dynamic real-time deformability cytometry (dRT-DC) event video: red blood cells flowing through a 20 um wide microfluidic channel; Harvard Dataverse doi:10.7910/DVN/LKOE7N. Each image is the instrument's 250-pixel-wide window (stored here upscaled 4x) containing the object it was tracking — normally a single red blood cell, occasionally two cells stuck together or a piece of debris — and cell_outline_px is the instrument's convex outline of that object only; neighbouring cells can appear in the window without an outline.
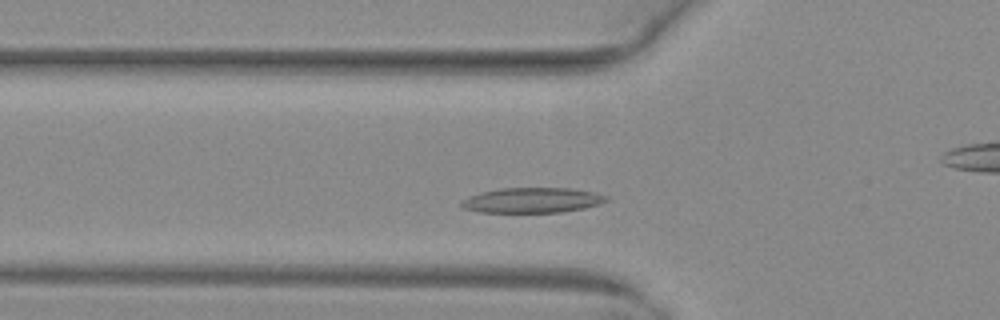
{"species": "common noctule bat (a hibernating species)", "species_latin": "Nyctalus noctula", "temperature_condition": "warm", "stored_images_in_passage": 52, "camera_frame_rate_fps": 3000, "um_per_image_px": 0.085, "animal": {"sex": "female", "body_mass_g": 29.2, "forearm_length_mm": 56.3}, "frame": {"image": 1, "passage_image": 17, "time_ms": 5.333, "image_size_px": [1000, 320], "cell_outline_px": [[608, 200], [600, 204], [584, 208], [560, 212], [480, 212], [464, 208], [460, 204], [460, 200], [468, 196], [480, 192], [500, 188], [568, 188], [596, 192], [608, 196]], "centroid_in_image_um": [45.23, 17.01], "position_along_channel_um": 80.6, "area_um2": 21.33}}
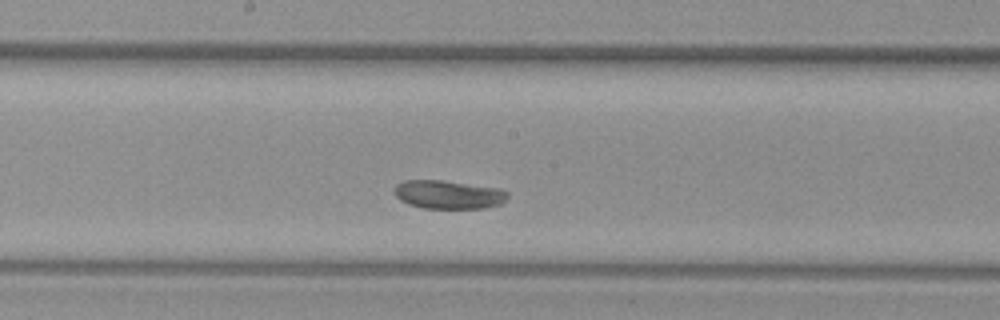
{"frame": {"image": 2, "passage_image": 27, "time_ms": 8.667, "image_size_px": [1000, 320], "cell_outline_px": [[508, 196], [500, 204], [484, 208], [424, 208], [408, 204], [400, 200], [396, 196], [396, 184], [404, 180], [444, 180], [504, 188], [508, 192]], "centroid_in_image_um": [38.16, 16.52], "position_along_channel_um": 210.0, "area_um2": 18.96}}
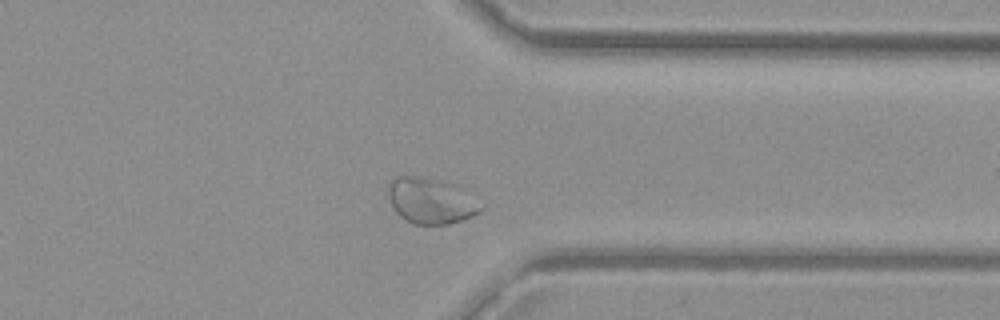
{"frame": {"image": 3, "passage_image": 40, "time_ms": 13.0, "image_size_px": [1000, 320], "cell_outline_px": [[484, 208], [480, 212], [472, 216], [448, 224], [412, 224], [404, 220], [396, 212], [388, 196], [388, 180], [392, 176], [420, 176], [460, 184]], "centroid_in_image_um": [36.61, 17.04], "position_along_channel_um": 374.8, "area_um2": 25.2}, "authors_computed_cell_mechanics": {"area_um2": 21.2993, "velocity_mm_per_s": 3.8608, "shape_relaxation_time_tau1_ms": 1.1998, "shape_relaxation_time_tau2_ms": null, "deformation_change_tau1": 0.0936, "deformation_change_tau2": null}}